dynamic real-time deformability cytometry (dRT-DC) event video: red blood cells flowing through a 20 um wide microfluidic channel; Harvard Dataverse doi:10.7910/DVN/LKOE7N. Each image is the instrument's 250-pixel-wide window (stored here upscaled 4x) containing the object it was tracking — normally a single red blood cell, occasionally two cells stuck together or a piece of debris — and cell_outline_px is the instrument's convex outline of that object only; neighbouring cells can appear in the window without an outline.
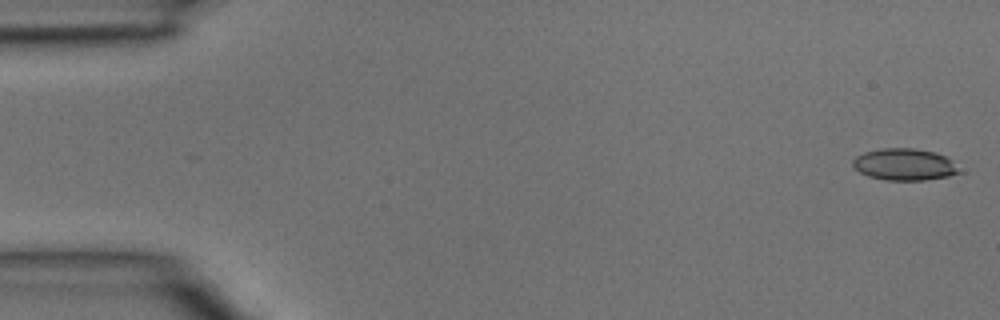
{"species": "common noctule bat (a hibernating species)", "species_latin": "Nyctalus noctula", "temperature_condition": "room temperature", "stored_images_in_passage": 4, "camera_frame_rate_fps": 3000, "um_per_image_px": 0.085, "animal": {"sex": "male", "body_mass_g": 15.6}, "frame": {"image": 1, "passage_image": 1, "time_ms": 0.0, "image_size_px": [1000, 320], "cell_outline_px": [[964, 172], [948, 176], [924, 180], [888, 180], [868, 176], [860, 172], [852, 164], [852, 160], [856, 156], [864, 152], [884, 148], [912, 148], [936, 152], [952, 160]], "centroid_in_image_um": [76.92, 13.98], "position_along_channel_um": 8.1, "area_um2": 19.77}}
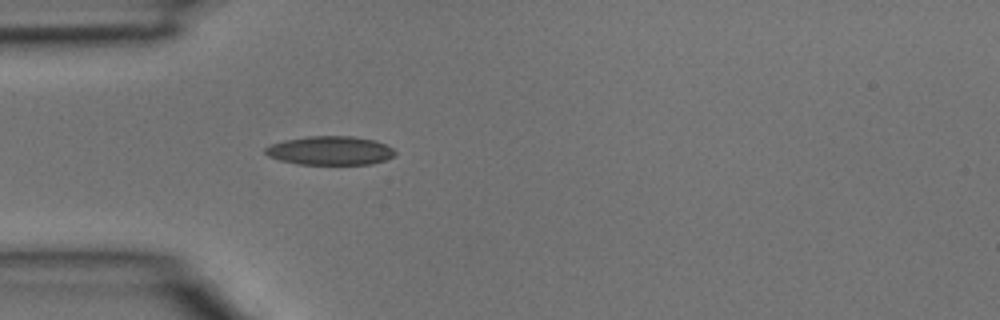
{"frame": {"image": 2, "passage_image": 4, "time_ms": 1.0, "image_size_px": [1000, 320], "cell_outline_px": [[396, 152], [392, 156], [384, 160], [372, 164], [300, 164], [280, 160], [268, 156], [264, 152], [264, 148], [272, 144], [284, 140], [308, 136], [352, 136], [376, 140], [392, 148]], "centroid_in_image_um": [28.05, 12.79], "position_along_channel_um": 57.0, "area_um2": 21.68}}